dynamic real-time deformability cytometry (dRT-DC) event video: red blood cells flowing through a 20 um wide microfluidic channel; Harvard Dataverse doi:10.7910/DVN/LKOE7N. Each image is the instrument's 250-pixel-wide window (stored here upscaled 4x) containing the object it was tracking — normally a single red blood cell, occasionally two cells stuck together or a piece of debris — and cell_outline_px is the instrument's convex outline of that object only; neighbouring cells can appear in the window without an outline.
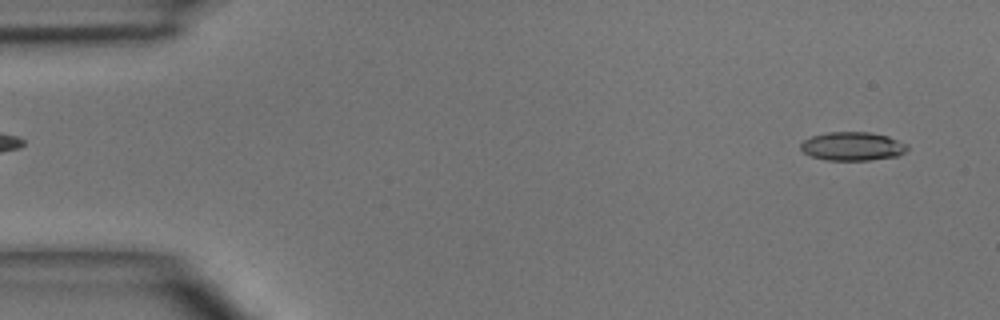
{"species": "common noctule bat (a hibernating species)", "species_latin": "Nyctalus noctula", "temperature_condition": "room temperature", "stored_images_in_passage": 5, "segment_of_instrument_passage": [2, 2], "camera_frame_rate_fps": 3000, "um_per_image_px": 0.085, "animal": {"sex": "male", "body_mass_g": 15.6}, "frame": {"image": 1, "passage_image": 5, "time_ms": 4.333, "image_size_px": [1000, 320], "cell_outline_px": [[908, 148], [904, 152], [896, 156], [868, 160], [828, 160], [812, 156], [804, 152], [800, 148], [800, 144], [804, 140], [812, 136], [828, 132], [868, 132], [888, 136], [908, 144]], "centroid_in_image_um": [72.47, 12.43], "position_along_channel_um": 12.5, "area_um2": 17.63}}